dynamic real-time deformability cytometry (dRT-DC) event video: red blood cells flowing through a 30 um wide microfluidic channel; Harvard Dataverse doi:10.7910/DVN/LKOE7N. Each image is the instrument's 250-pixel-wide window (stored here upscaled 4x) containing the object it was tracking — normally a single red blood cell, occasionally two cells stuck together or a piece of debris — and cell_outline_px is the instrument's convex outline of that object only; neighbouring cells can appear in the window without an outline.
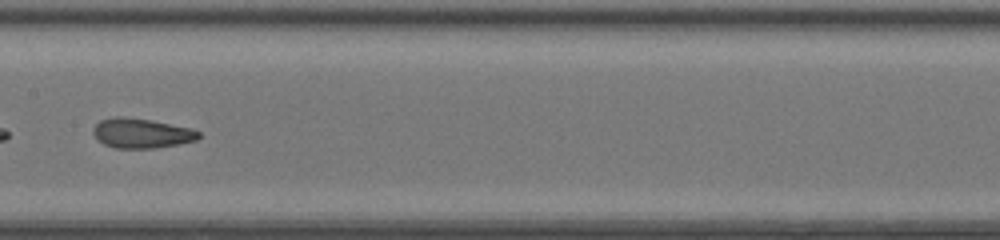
{"species": "common noctule bat (a hibernating species)", "species_latin": "Nyctalus noctula", "temperature_condition": "room temperature", "stored_images_in_passage": 51, "camera_frame_rate_fps": 3000, "um_per_image_px": 0.085, "animal": {"sex": "female", "body_mass_g": 20.0, "forearm_length_mm": 54.0}, "frame": {"image": 1, "passage_image": 30, "time_ms": 9.667, "image_size_px": [1000, 240], "cell_outline_px": [[200, 136], [196, 140], [180, 144], [156, 148], [116, 148], [104, 144], [96, 140], [92, 132], [92, 128], [100, 120], [116, 116], [124, 116], [152, 120], [192, 128], [200, 132]], "centroid_in_image_um": [12.01, 11.32], "position_along_channel_um": 195.4, "area_um2": 18.55}, "authors_computed_cell_mechanics": {"area_um2": 19.0162, "velocity_mm_per_s": 4.2868, "shape_relaxation_time_tau1_ms": 3.7567, "shape_relaxation_time_tau2_ms": 1.2987, "deformation_change_tau1": 0.1705, "deformation_change_tau2": 0.0833}}